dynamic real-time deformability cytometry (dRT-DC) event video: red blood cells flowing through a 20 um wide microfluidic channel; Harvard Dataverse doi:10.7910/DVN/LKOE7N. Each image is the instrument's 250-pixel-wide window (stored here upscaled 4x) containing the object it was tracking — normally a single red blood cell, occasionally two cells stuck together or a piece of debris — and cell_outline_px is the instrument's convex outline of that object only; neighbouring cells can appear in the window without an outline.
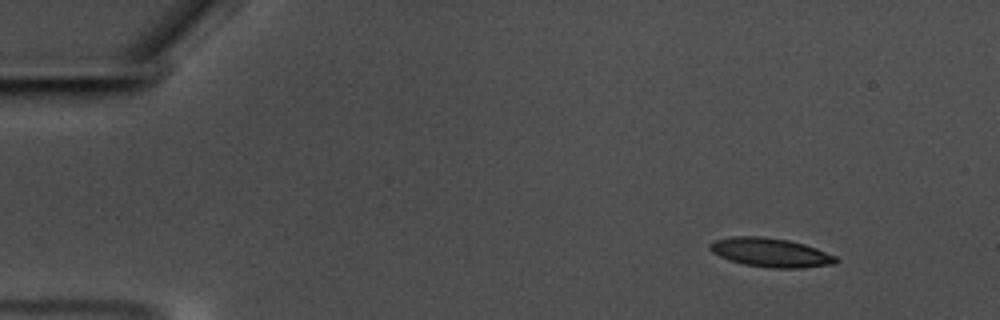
{"species": "common noctule bat (a hibernating species)", "species_latin": "Nyctalus noctula", "temperature_condition": "warm", "stored_images_in_passage": 52, "camera_frame_rate_fps": 3000, "um_per_image_px": 0.085, "animal": {"sex": "male", "body_mass_g": 17.5, "forearm_length_mm": 52.3}, "frame": {"image": 1, "passage_image": 1, "time_ms": 0.0, "image_size_px": [1000, 320], "cell_outline_px": [[840, 260], [836, 264], [800, 268], [772, 268], [744, 264], [720, 256], [712, 252], [708, 248], [708, 244], [716, 240], [732, 236], [764, 236], [788, 240], [804, 244], [816, 248], [836, 256]], "centroid_in_image_um": [65.53, 21.46], "position_along_channel_um": 19.5, "area_um2": 21.27}}
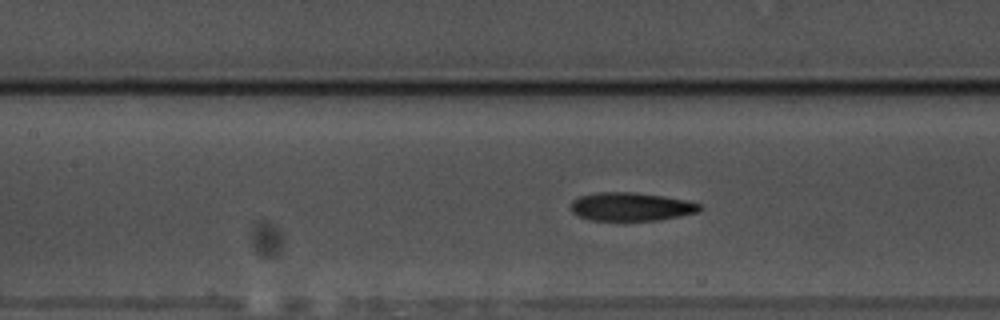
{"frame": {"image": 2, "passage_image": 21, "time_ms": 6.667, "image_size_px": [1000, 320], "cell_outline_px": [[704, 208], [700, 212], [660, 220], [592, 220], [580, 216], [572, 212], [572, 200], [580, 196], [596, 192], [636, 192], [664, 196], [684, 200], [700, 204]], "centroid_in_image_um": [53.68, 17.56], "position_along_channel_um": 153.7, "area_um2": 21.33}}
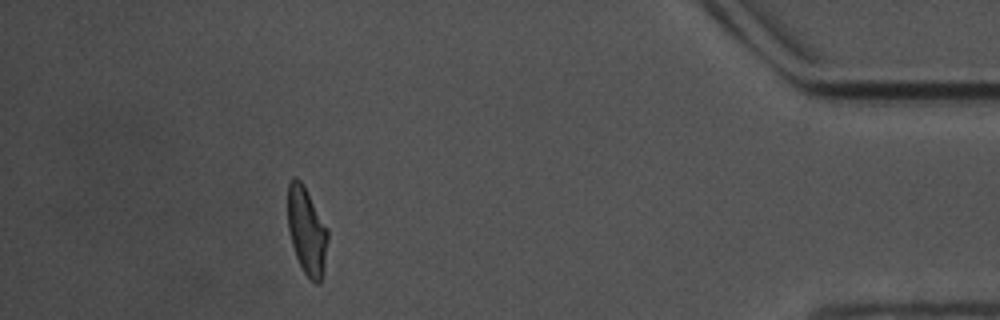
{"frame": {"image": 3, "passage_image": 47, "time_ms": 15.333, "image_size_px": [1000, 320], "cell_outline_px": [[328, 236], [324, 268], [320, 284], [316, 284], [304, 272], [296, 256], [292, 244], [288, 228], [288, 184], [292, 176], [296, 176], [304, 184], [328, 228]], "centroid_in_image_um": [26.08, 19.58], "position_along_channel_um": 409.1, "area_um2": 20.46}, "authors_computed_cell_mechanics": {"area_um2": 21.3282, "velocity_mm_per_s": 3.5405, "shape_relaxation_time_tau1_ms": 3.747, "shape_relaxation_time_tau2_ms": 2.6165, "deformation_change_tau1": 0.1508, "deformation_change_tau2": 0.1089}}